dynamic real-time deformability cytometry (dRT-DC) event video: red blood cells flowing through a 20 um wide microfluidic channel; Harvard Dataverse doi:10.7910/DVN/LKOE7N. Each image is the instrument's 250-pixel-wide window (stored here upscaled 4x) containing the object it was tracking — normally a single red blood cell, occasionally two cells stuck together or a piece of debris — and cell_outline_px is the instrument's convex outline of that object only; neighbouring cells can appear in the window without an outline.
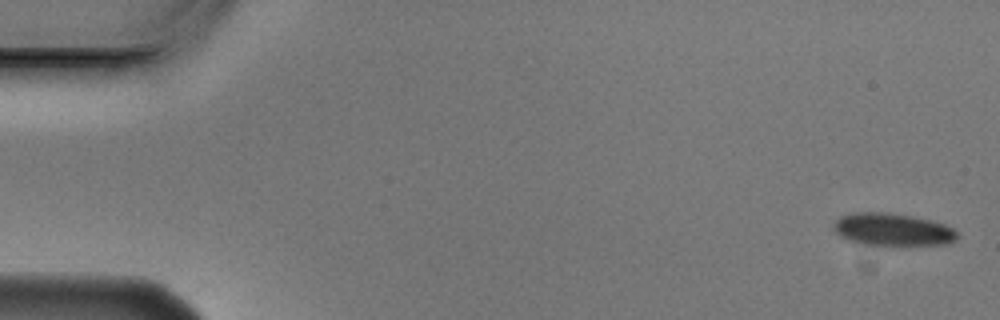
{"species": "Egyptian fruit bat (a non-hibernating species)", "species_latin": "Rousettus aegyptiacus", "temperature_condition": "cold", "stored_images_in_passage": 9, "camera_frame_rate_fps": 3000, "um_per_image_px": 0.085, "animal": {"sex": "male"}, "frame": {"image": 1, "passage_image": 1, "time_ms": 0.0, "image_size_px": [1000, 320], "cell_outline_px": [[960, 236], [956, 240], [944, 244], [896, 248], [888, 248], [864, 244], [848, 240], [840, 236], [832, 228], [832, 224], [840, 216], [852, 212], [888, 212], [912, 216], [932, 220], [944, 224], [960, 232]], "centroid_in_image_um": [75.9, 19.56], "position_along_channel_um": 9.1, "area_um2": 24.68}}
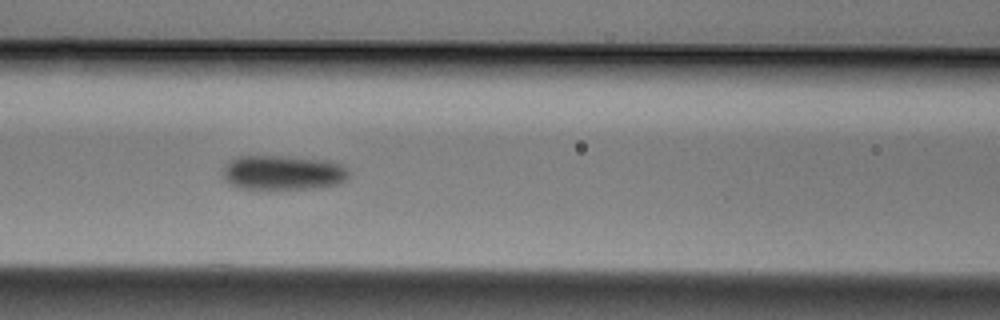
{"frame": {"image": 2, "passage_image": 6, "time_ms": 1.667, "image_size_px": [1000, 320], "cell_outline_px": [[348, 176], [340, 184], [320, 188], [268, 192], [240, 188], [228, 184], [224, 180], [224, 164], [228, 160], [240, 156], [288, 156], [332, 160], [348, 168]], "centroid_in_image_um": [24.04, 14.72], "position_along_channel_um": 142.6, "area_um2": 26.82}}
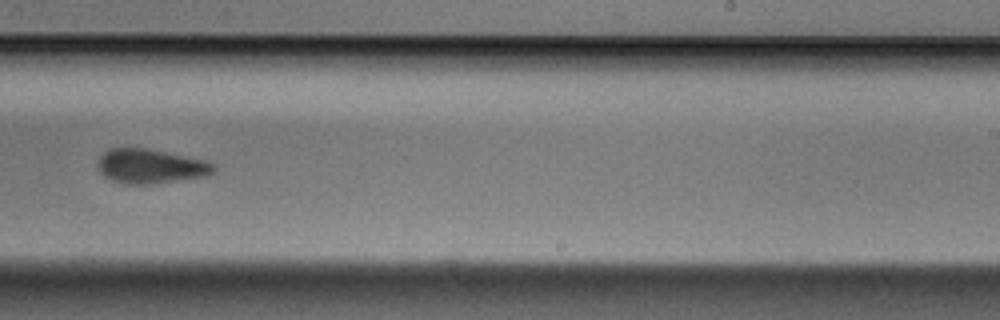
{"frame": {"image": 3, "passage_image": 9, "time_ms": 2.667, "image_size_px": [1000, 320], "cell_outline_px": [[216, 172], [208, 176], [148, 184], [124, 184], [112, 180], [104, 176], [100, 172], [96, 164], [100, 156], [108, 148], [144, 148], [208, 160], [216, 164]], "centroid_in_image_um": [12.83, 14.13], "position_along_channel_um": 276.2, "area_um2": 23.47}}